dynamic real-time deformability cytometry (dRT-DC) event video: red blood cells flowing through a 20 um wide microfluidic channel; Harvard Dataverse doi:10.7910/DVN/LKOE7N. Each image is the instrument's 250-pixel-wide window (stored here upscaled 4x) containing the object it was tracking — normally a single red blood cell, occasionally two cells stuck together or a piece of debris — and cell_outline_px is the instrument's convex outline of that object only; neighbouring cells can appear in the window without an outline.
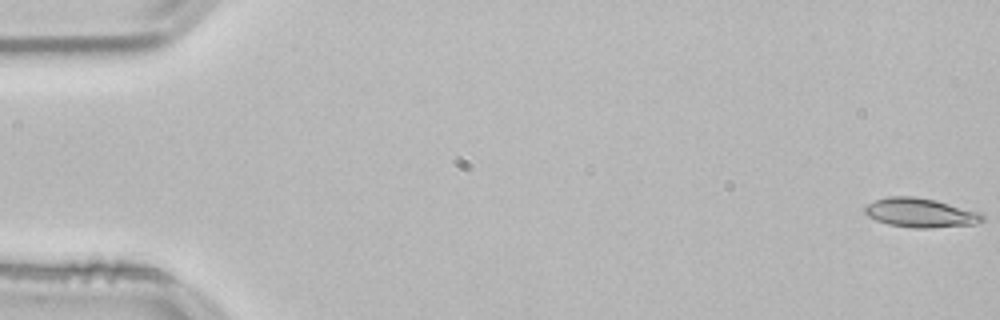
{"species": "common noctule bat (a hibernating species)", "species_latin": "Nyctalus noctula", "temperature_condition": "room temperature", "stored_images_in_passage": 54, "camera_frame_rate_fps": 3000, "um_per_image_px": 0.085, "animal": {"sex": "male", "body_mass_g": 21.5, "forearm_length_mm": 52.0}, "frame": {"image": 1, "passage_image": 1, "time_ms": 0.0, "image_size_px": [1000, 320], "cell_outline_px": [[984, 220], [976, 224], [932, 228], [912, 228], [888, 224], [876, 220], [868, 216], [864, 212], [864, 208], [868, 204], [876, 200], [888, 196], [916, 196], [936, 200], [984, 212]], "centroid_in_image_um": [78.3, 18.08], "position_along_channel_um": 6.7, "area_um2": 20.35}}
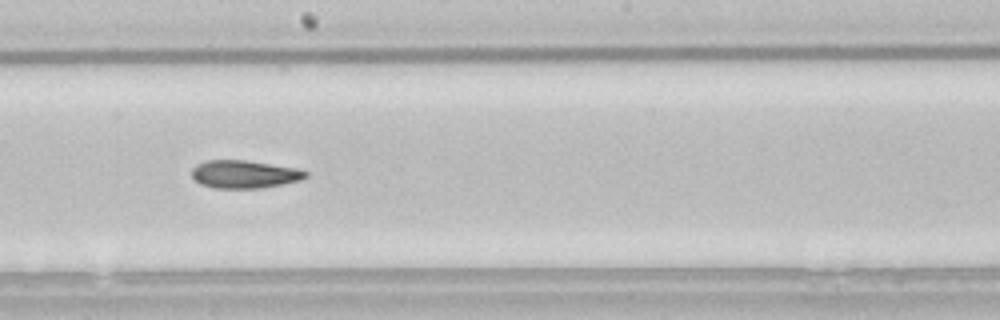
{"frame": {"image": 2, "passage_image": 30, "time_ms": 9.667, "image_size_px": [1000, 320], "cell_outline_px": [[308, 176], [300, 180], [284, 184], [260, 188], [212, 188], [200, 184], [192, 176], [192, 168], [196, 164], [204, 160], [244, 160], [300, 168], [308, 172]], "centroid_in_image_um": [20.78, 14.8], "position_along_channel_um": 227.4, "area_um2": 18.73}}
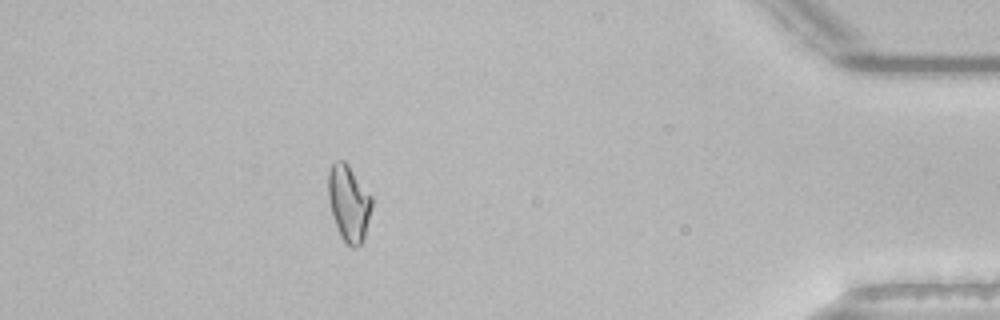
{"frame": {"image": 3, "passage_image": 48, "time_ms": 15.667, "image_size_px": [1000, 320], "cell_outline_px": [[372, 208], [364, 236], [360, 244], [356, 248], [352, 248], [340, 236], [332, 216], [328, 196], [328, 172], [332, 164], [336, 160], [344, 160], [348, 164], [372, 196]], "centroid_in_image_um": [29.64, 17.25], "position_along_channel_um": 405.6, "area_um2": 19.36}, "authors_computed_cell_mechanics": {"area_um2": 19.1896, "velocity_mm_per_s": 3.8105, "shape_relaxation_time_tau1_ms": 6.7418, "shape_relaxation_time_tau2_ms": null, "deformation_change_tau1": 0.1726, "deformation_change_tau2": null}}